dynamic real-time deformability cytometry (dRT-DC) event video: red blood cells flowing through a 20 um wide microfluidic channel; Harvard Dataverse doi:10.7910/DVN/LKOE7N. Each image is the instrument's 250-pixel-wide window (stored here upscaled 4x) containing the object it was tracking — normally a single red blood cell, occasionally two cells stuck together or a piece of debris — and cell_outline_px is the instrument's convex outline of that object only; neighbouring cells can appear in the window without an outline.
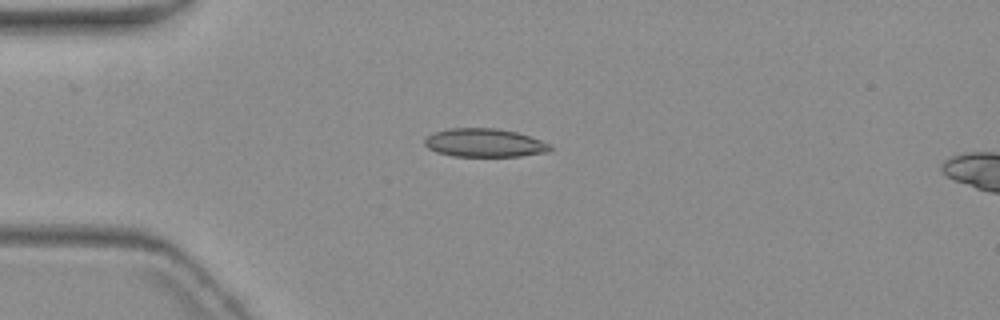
{"species": "common noctule bat (a hibernating species)", "species_latin": "Nyctalus noctula", "temperature_condition": "warm", "stored_images_in_passage": 5, "camera_frame_rate_fps": 3000, "um_per_image_px": 0.085, "animal": {"sex": "female", "body_mass_g": 19.3, "forearm_length_mm": 54.1}, "frame": {"image": 1, "passage_image": 3, "time_ms": 3.0, "image_size_px": [1000, 320], "cell_outline_px": [[552, 148], [548, 152], [520, 156], [452, 156], [436, 152], [428, 148], [424, 144], [424, 140], [428, 136], [436, 132], [448, 128], [496, 128], [516, 132], [552, 144]], "centroid_in_image_um": [41.18, 12.14], "position_along_channel_um": 43.8, "area_um2": 20.75}}
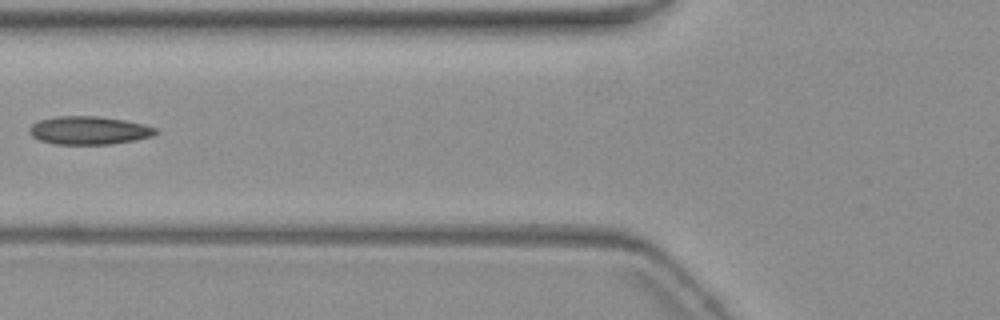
{"frame": {"image": 2, "passage_image": 5, "time_ms": 5.667, "image_size_px": [1000, 320], "cell_outline_px": [[156, 132], [152, 136], [112, 144], [52, 144], [40, 140], [32, 136], [28, 132], [28, 128], [32, 124], [40, 120], [56, 116], [96, 116], [124, 120], [144, 124], [156, 128]], "centroid_in_image_um": [7.51, 11.08], "position_along_channel_um": 118.3, "area_um2": 20.63}}